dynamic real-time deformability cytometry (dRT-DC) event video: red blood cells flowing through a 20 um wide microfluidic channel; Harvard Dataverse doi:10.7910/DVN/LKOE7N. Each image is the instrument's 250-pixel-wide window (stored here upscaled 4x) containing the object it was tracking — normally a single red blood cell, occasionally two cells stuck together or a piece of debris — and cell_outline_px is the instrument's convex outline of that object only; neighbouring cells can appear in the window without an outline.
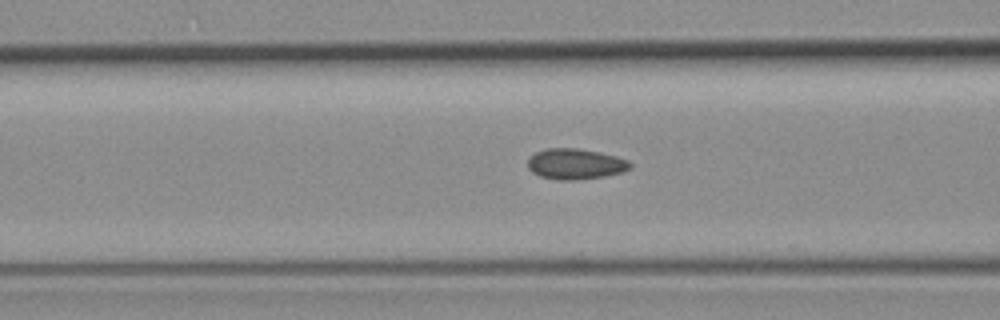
{"species": "common noctule bat (a hibernating species)", "species_latin": "Nyctalus noctula", "temperature_condition": "room temperature", "stored_images_in_passage": 36, "camera_frame_rate_fps": 3000, "um_per_image_px": 0.085, "animal": {"sex": "female", "body_mass_g": 19.3, "forearm_length_mm": 54.1}, "frame": {"image": 1, "passage_image": 13, "time_ms": 4.0, "image_size_px": [1000, 320], "cell_outline_px": [[632, 168], [620, 172], [604, 176], [576, 180], [560, 180], [540, 176], [532, 172], [528, 168], [528, 160], [536, 152], [544, 148], [576, 148], [600, 152], [616, 156], [628, 160], [632, 164]], "centroid_in_image_um": [48.91, 13.93], "position_along_channel_um": 117.7, "area_um2": 18.26}}
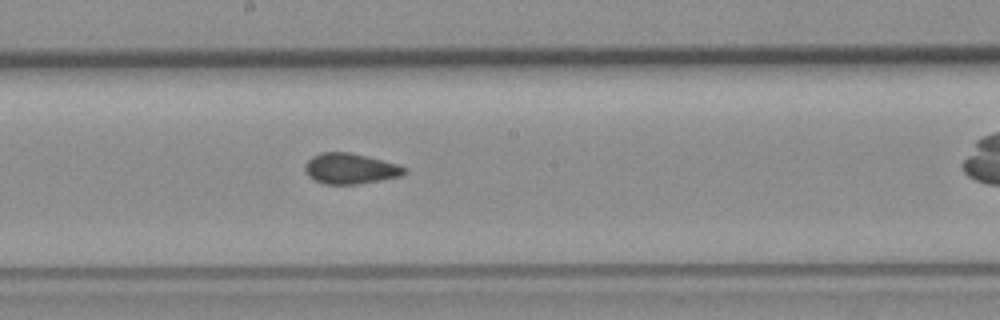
{"frame": {"image": 2, "passage_image": 21, "time_ms": 6.667, "image_size_px": [1000, 320], "cell_outline_px": [[404, 172], [400, 176], [380, 180], [356, 184], [324, 184], [308, 176], [304, 172], [304, 164], [312, 156], [320, 152], [352, 152], [396, 164], [404, 168]], "centroid_in_image_um": [29.69, 14.32], "position_along_channel_um": 218.5, "area_um2": 17.57}}
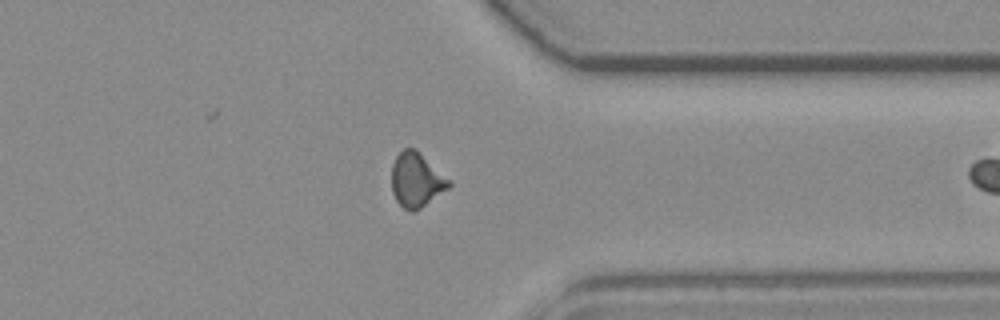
{"frame": {"image": 3, "passage_image": 34, "time_ms": 11.0, "image_size_px": [1000, 320], "cell_outline_px": [[452, 184], [448, 188], [420, 208], [412, 212], [404, 208], [396, 200], [392, 192], [392, 164], [396, 156], [404, 148], [416, 148]], "centroid_in_image_um": [35.35, 15.28], "position_along_channel_um": 376.0, "area_um2": 17.74}}